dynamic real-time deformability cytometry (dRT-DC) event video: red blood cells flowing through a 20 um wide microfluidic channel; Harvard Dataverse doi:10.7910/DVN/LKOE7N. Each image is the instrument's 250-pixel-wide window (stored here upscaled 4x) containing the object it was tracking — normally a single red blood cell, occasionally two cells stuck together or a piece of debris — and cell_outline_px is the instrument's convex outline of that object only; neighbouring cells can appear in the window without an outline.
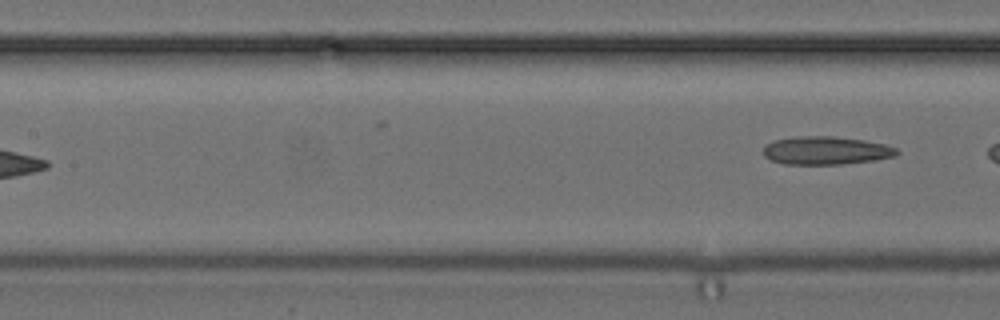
{"species": "common noctule bat (a hibernating species)", "species_latin": "Nyctalus noctula", "temperature_condition": "cold", "stored_images_in_passage": 7, "segment_of_instrument_passage": [2, 2], "camera_frame_rate_fps": 3000, "um_per_image_px": 0.085, "animal": {"sex": "female", "body_mass_g": 24.6, "forearm_length_mm": 56.2}, "frame": {"image": 1, "passage_image": 7, "time_ms": 8.333, "image_size_px": [1000, 320], "cell_outline_px": [[900, 152], [896, 156], [876, 160], [840, 164], [784, 164], [772, 160], [764, 156], [764, 144], [772, 140], [792, 136], [832, 136], [864, 140], [888, 144], [896, 148]], "centroid_in_image_um": [70.21, 12.78], "position_along_channel_um": 137.2, "area_um2": 22.2}}